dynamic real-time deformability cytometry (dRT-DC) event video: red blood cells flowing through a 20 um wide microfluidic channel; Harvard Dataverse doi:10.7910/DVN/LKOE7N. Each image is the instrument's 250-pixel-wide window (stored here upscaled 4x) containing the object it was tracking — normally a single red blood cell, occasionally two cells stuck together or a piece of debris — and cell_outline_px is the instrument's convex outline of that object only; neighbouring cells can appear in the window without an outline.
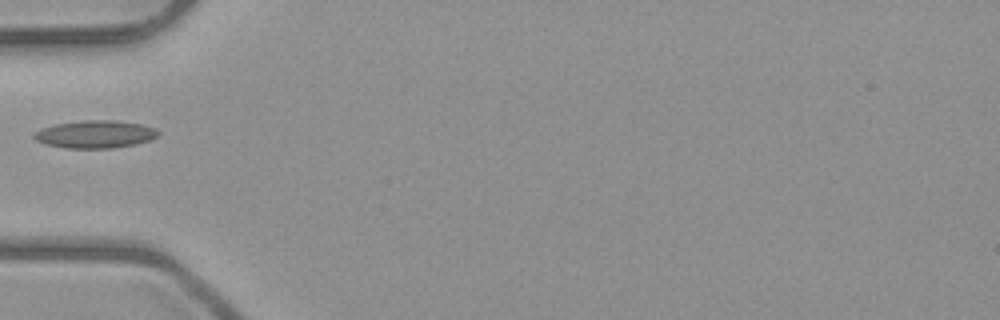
{"species": "common noctule bat (a hibernating species)", "species_latin": "Nyctalus noctula", "temperature_condition": "room temperature", "stored_images_in_passage": 2, "camera_frame_rate_fps": 3000, "um_per_image_px": 0.085, "animal": {"sex": "male", "body_mass_g": 23.1, "forearm_length_mm": 52.7}, "frame": {"image": 1, "passage_image": 1, "time_ms": 0.0, "image_size_px": [1000, 320], "cell_outline_px": [[160, 132], [156, 136], [148, 140], [132, 144], [112, 148], [68, 148], [44, 144], [36, 140], [32, 136], [40, 128], [52, 124], [84, 120], [116, 120], [144, 124], [156, 128]], "centroid_in_image_um": [8.06, 11.39], "position_along_channel_um": 76.9, "area_um2": 20.06}}
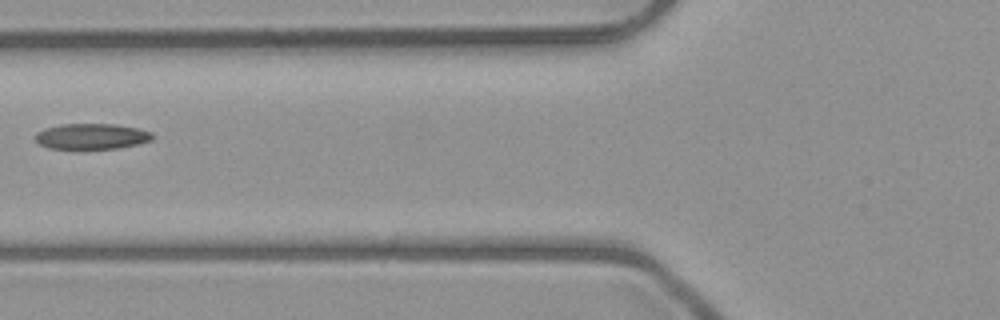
{"frame": {"image": 2, "passage_image": 2, "time_ms": 1.0, "image_size_px": [1000, 320], "cell_outline_px": [[152, 140], [140, 144], [116, 148], [48, 148], [40, 144], [36, 140], [36, 132], [44, 128], [60, 124], [116, 124], [136, 128], [152, 132]], "centroid_in_image_um": [7.79, 11.58], "position_along_channel_um": 118.0, "area_um2": 17.4}}